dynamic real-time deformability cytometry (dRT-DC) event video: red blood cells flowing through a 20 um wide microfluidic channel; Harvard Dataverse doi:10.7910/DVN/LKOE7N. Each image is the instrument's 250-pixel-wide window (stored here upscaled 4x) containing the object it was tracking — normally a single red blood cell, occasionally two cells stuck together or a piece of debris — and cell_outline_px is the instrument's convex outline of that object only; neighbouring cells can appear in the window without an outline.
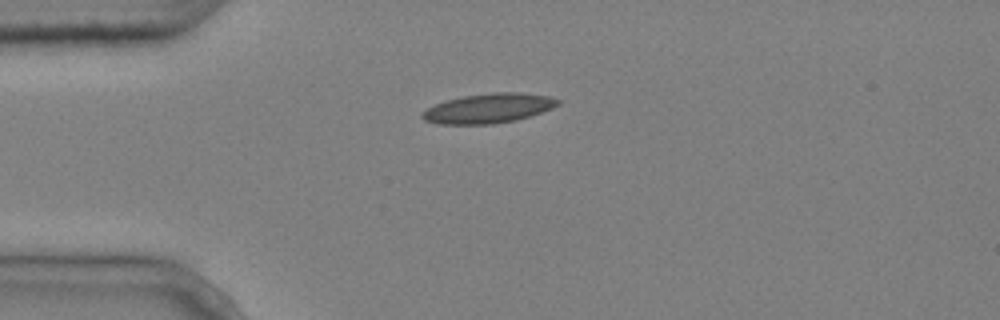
{"species": "common noctule bat (a hibernating species)", "species_latin": "Nyctalus noctula", "temperature_condition": "cold", "stored_images_in_passage": 2, "camera_frame_rate_fps": 3000, "um_per_image_px": 0.085, "animal": {"sex": "male", "body_mass_g": 20.4}, "frame": {"image": 1, "passage_image": 1, "time_ms": 0.0, "image_size_px": [1000, 320], "cell_outline_px": [[560, 104], [552, 108], [516, 120], [492, 124], [436, 124], [424, 120], [420, 116], [420, 112], [436, 104], [448, 100], [464, 96], [492, 92], [520, 92], [548, 96], [560, 100]], "centroid_in_image_um": [41.5, 9.21], "position_along_channel_um": 43.5, "area_um2": 23.29}}